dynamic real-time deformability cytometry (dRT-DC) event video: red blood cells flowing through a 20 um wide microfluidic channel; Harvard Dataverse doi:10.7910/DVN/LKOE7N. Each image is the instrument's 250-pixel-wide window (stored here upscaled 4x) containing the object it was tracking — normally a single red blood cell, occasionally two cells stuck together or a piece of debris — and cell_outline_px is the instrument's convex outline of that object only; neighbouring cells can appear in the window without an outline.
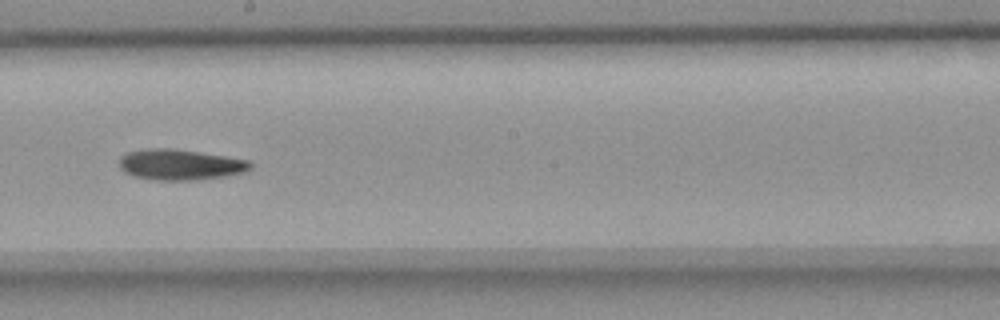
{"species": "common noctule bat (a hibernating species)", "species_latin": "Nyctalus noctula", "temperature_condition": "room temperature", "stored_images_in_passage": 35, "camera_frame_rate_fps": 3000, "um_per_image_px": 0.085, "animal": {"sex": "female", "body_mass_g": 18.4}, "frame": {"image": 1, "passage_image": 16, "time_ms": 5.0, "image_size_px": [1000, 320], "cell_outline_px": [[252, 168], [244, 172], [224, 176], [196, 180], [152, 180], [132, 176], [124, 172], [120, 168], [120, 156], [128, 152], [148, 148], [168, 148], [224, 156], [248, 160], [252, 164]], "centroid_in_image_um": [15.28, 14.0], "position_along_channel_um": 232.9, "area_um2": 23.35}, "authors_computed_cell_mechanics": {"area_um2": 22.7732, "velocity_mm_per_s": 3.6484, "shape_relaxation_time_tau1_ms": 6.3593, "shape_relaxation_time_tau2_ms": null, "deformation_change_tau1": 0.1679, "deformation_change_tau2": null}}